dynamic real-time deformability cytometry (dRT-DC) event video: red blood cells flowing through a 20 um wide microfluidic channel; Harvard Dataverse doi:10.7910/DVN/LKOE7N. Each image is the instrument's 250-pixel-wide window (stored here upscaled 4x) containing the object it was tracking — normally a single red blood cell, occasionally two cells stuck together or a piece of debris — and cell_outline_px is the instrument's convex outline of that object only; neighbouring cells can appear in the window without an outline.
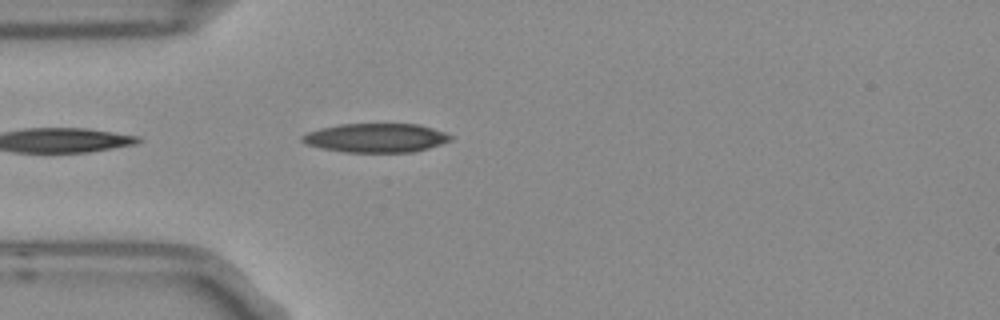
{"species": "Egyptian fruit bat (a non-hibernating species)", "species_latin": "Rousettus aegyptiacus", "temperature_condition": "room temperature", "stored_images_in_passage": 1, "camera_frame_rate_fps": 3000, "um_per_image_px": 0.085, "frame": {"image": 1, "passage_image": 1, "time_ms": 0.0, "image_size_px": [1000, 320], "cell_outline_px": [[452, 140], [428, 148], [412, 152], [344, 152], [304, 144], [300, 140], [300, 136], [308, 132], [320, 128], [340, 124], [416, 124], [432, 128], [444, 132], [452, 136]], "centroid_in_image_um": [31.92, 11.72], "position_along_channel_um": 53.1, "area_um2": 24.97}}